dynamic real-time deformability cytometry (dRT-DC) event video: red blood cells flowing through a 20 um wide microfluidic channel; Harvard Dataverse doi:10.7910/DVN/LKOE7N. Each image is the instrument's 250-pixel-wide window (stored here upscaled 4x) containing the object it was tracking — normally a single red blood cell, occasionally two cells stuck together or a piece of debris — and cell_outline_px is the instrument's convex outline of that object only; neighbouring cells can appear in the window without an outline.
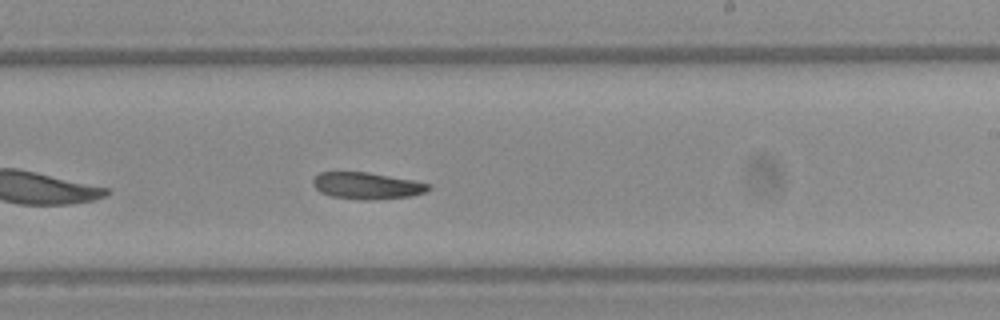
{"species": "Egyptian fruit bat (a non-hibernating species)", "species_latin": "Rousettus aegyptiacus", "temperature_condition": "warm", "stored_images_in_passage": 39, "camera_frame_rate_fps": 3000, "um_per_image_px": 0.085, "frame": {"image": 1, "passage_image": 17, "time_ms": 5.333, "image_size_px": [1000, 320], "cell_outline_px": [[432, 188], [424, 192], [408, 196], [360, 200], [332, 196], [320, 192], [312, 184], [312, 180], [320, 172], [368, 172], [412, 180], [432, 184]], "centroid_in_image_um": [31.17, 15.77], "position_along_channel_um": 257.8, "area_um2": 17.74}}
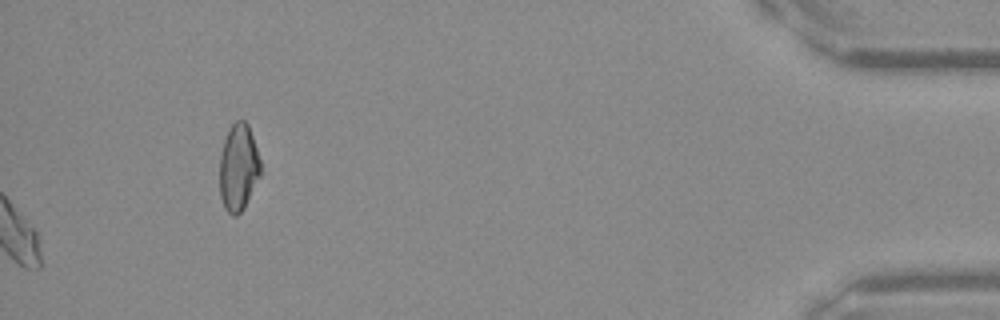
{"frame": {"image": 2, "passage_image": 39, "time_ms": 12.667, "image_size_px": [1000, 320], "cell_outline_px": [[260, 176], [244, 208], [236, 216], [232, 216], [224, 208], [220, 196], [220, 152], [228, 128], [236, 120], [244, 120], [248, 124], [260, 160]], "centroid_in_image_um": [20.25, 14.24], "position_along_channel_um": 415.0, "area_um2": 20.75}}